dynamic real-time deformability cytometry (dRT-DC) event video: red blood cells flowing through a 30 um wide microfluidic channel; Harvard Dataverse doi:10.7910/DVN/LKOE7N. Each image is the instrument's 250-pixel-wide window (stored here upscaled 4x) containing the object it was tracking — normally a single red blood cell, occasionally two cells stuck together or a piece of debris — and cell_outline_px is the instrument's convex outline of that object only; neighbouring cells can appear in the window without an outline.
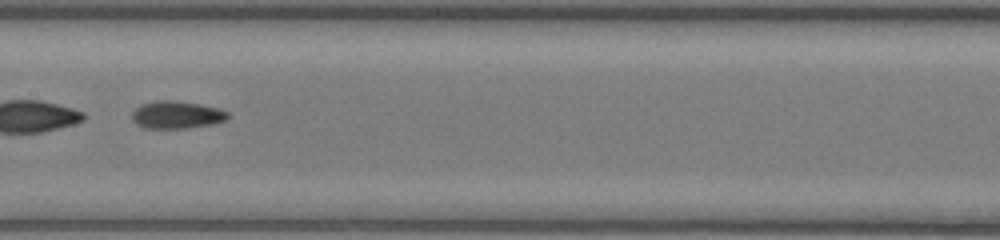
{"species": "common noctule bat (a hibernating species)", "species_latin": "Nyctalus noctula", "temperature_condition": "room temperature", "stored_images_in_passage": 48, "segment_of_instrument_passage": [2, 2], "camera_frame_rate_fps": 3000, "um_per_image_px": 0.085, "animal": {"sex": "female", "body_mass_g": 17.0, "forearm_length_mm": 48.0}, "frame": {"image": 1, "passage_image": 25, "time_ms": 8.0, "image_size_px": [1000, 240], "cell_outline_px": [[228, 116], [224, 120], [212, 124], [188, 128], [144, 128], [136, 124], [132, 120], [132, 112], [140, 104], [156, 100], [172, 100], [200, 104], [220, 108], [228, 112]], "centroid_in_image_um": [14.99, 9.75], "position_along_channel_um": 192.4, "area_um2": 15.43}}
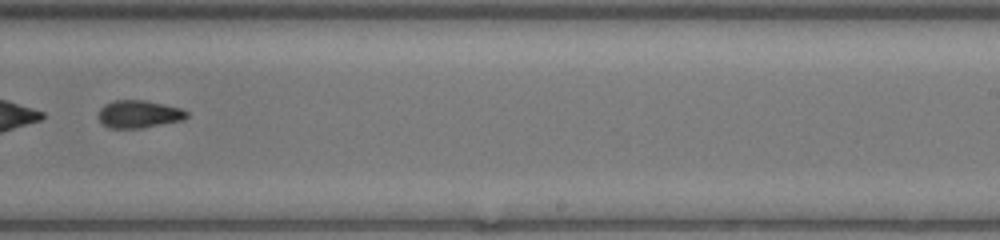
{"frame": {"image": 2, "passage_image": 31, "time_ms": 10.0, "image_size_px": [1000, 240], "cell_outline_px": [[188, 116], [184, 120], [140, 128], [108, 128], [100, 124], [96, 116], [100, 108], [104, 104], [112, 100], [144, 100], [164, 104], [180, 108], [188, 112]], "centroid_in_image_um": [11.74, 9.7], "position_along_channel_um": 277.3, "area_um2": 14.51}}